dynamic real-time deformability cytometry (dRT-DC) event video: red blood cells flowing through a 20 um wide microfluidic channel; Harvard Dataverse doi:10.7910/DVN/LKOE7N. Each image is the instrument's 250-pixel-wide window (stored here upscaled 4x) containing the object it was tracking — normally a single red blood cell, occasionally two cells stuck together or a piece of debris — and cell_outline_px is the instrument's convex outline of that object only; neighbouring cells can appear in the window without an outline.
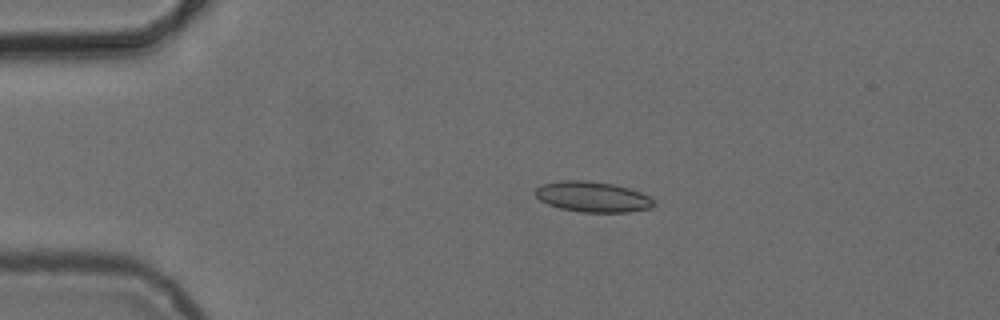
{"species": "common noctule bat (a hibernating species)", "species_latin": "Nyctalus noctula", "temperature_condition": "cold", "stored_images_in_passage": 4, "camera_frame_rate_fps": 3000, "um_per_image_px": 0.085, "animal": {"sex": "female", "body_mass_g": 24.6, "forearm_length_mm": 56.2}, "frame": {"image": 1, "passage_image": 3, "time_ms": 2.333, "image_size_px": [1000, 320], "cell_outline_px": [[656, 204], [652, 208], [628, 212], [580, 212], [560, 208], [548, 204], [540, 200], [536, 196], [536, 188], [544, 184], [560, 180], [588, 180], [616, 184], [640, 192], [656, 200]], "centroid_in_image_um": [50.42, 16.73], "position_along_channel_um": 34.6, "area_um2": 21.21}}